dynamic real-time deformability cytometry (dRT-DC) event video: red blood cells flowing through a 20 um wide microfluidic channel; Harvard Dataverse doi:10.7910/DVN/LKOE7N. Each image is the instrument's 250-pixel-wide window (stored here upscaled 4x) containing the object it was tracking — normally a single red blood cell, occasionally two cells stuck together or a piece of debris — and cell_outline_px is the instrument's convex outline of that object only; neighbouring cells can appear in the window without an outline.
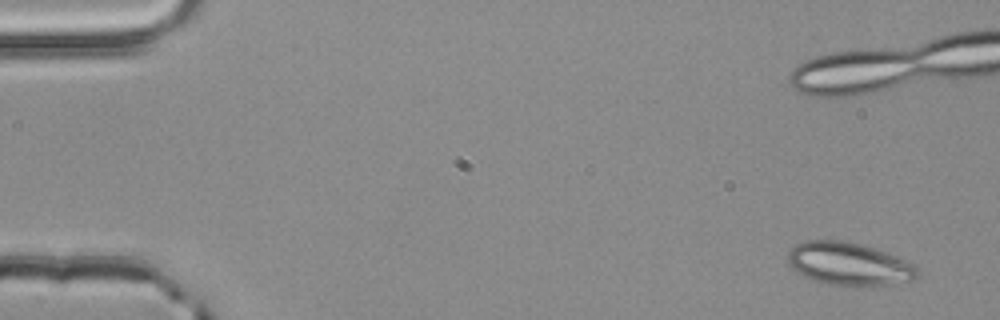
{"species": "common noctule bat (a hibernating species)", "species_latin": "Nyctalus noctula", "temperature_condition": "room temperature", "stored_images_in_passage": 4, "camera_frame_rate_fps": 3000, "um_per_image_px": 0.085, "animal": {"sex": "male", "body_mass_g": 20.4}, "frame": {"image": 1, "passage_image": 1, "time_ms": 0.0, "image_size_px": [1000, 320], "cell_outline_px": [[920, 276], [916, 280], [892, 284], [856, 288], [828, 284], [816, 280], [792, 268], [788, 264], [788, 252], [796, 244], [804, 240], [840, 240], [860, 244], [896, 256], [912, 264], [916, 268]], "centroid_in_image_um": [72.19, 22.46], "position_along_channel_um": 12.8, "area_um2": 32.48}}